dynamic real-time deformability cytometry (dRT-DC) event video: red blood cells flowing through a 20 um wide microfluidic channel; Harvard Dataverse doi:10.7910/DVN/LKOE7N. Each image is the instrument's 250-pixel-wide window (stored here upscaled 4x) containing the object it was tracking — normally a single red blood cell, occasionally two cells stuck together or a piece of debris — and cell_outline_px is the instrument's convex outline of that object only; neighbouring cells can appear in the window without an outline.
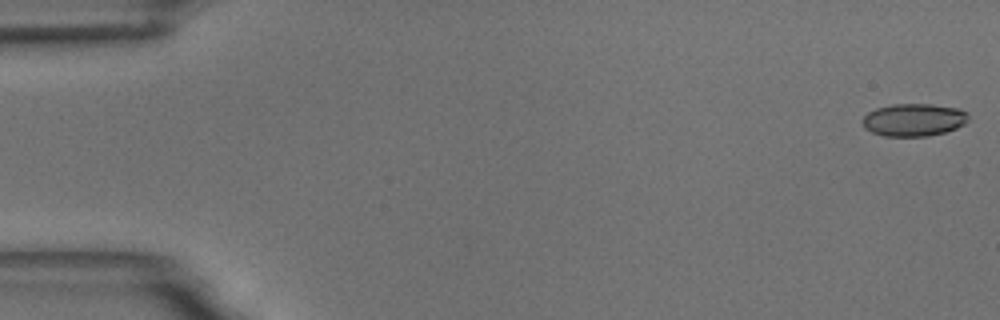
{"species": "common noctule bat (a hibernating species)", "species_latin": "Nyctalus noctula", "temperature_condition": "room temperature", "stored_images_in_passage": 55, "camera_frame_rate_fps": 3000, "um_per_image_px": 0.085, "animal": {"sex": "male", "body_mass_g": 18.8}, "frame": {"image": 1, "passage_image": 1, "time_ms": 0.0, "image_size_px": [1000, 320], "cell_outline_px": [[968, 120], [964, 124], [956, 128], [944, 132], [928, 136], [884, 136], [872, 132], [864, 128], [860, 120], [868, 112], [876, 108], [892, 104], [932, 104], [960, 108], [968, 112]], "centroid_in_image_um": [77.66, 10.18], "position_along_channel_um": 7.3, "area_um2": 20.35}}
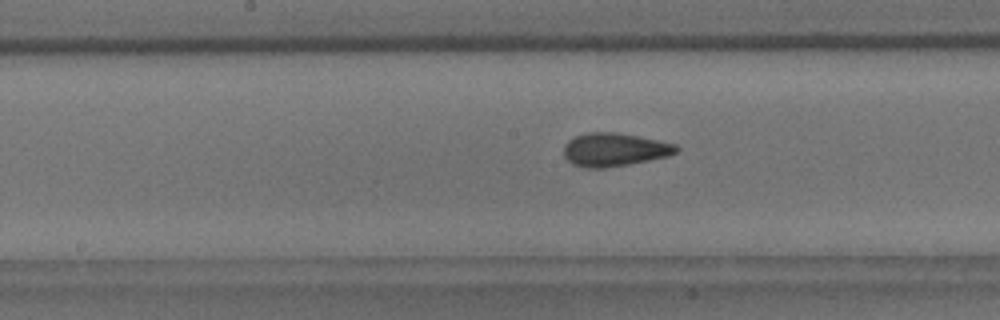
{"frame": {"image": 2, "passage_image": 28, "time_ms": 9.0, "image_size_px": [1000, 320], "cell_outline_px": [[680, 148], [676, 152], [668, 156], [628, 164], [604, 168], [584, 168], [572, 164], [564, 156], [564, 144], [568, 140], [576, 136], [588, 132], [616, 132], [676, 144]], "centroid_in_image_um": [52.19, 12.72], "position_along_channel_um": 196.0, "area_um2": 21.73}}
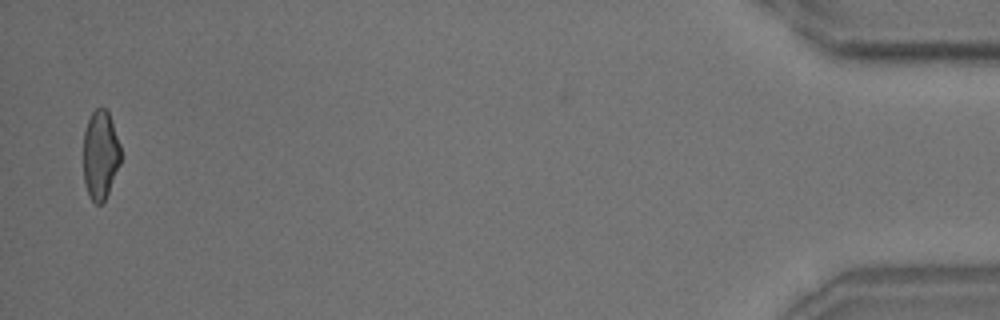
{"frame": {"image": 3, "passage_image": 54, "time_ms": 17.667, "image_size_px": [1000, 320], "cell_outline_px": [[120, 164], [108, 192], [104, 200], [100, 204], [96, 204], [88, 196], [84, 184], [84, 132], [88, 120], [92, 112], [100, 104], [108, 112], [120, 144]], "centroid_in_image_um": [8.52, 13.16], "position_along_channel_um": 426.7, "area_um2": 19.31}, "authors_computed_cell_mechanics": {"area_um2": 20.7502, "velocity_mm_per_s": 3.6888, "shape_relaxation_time_tau1_ms": 6.0018, "shape_relaxation_time_tau2_ms": 1.4485, "deformation_change_tau1": 0.1405, "deformation_change_tau2": 0.0641}}